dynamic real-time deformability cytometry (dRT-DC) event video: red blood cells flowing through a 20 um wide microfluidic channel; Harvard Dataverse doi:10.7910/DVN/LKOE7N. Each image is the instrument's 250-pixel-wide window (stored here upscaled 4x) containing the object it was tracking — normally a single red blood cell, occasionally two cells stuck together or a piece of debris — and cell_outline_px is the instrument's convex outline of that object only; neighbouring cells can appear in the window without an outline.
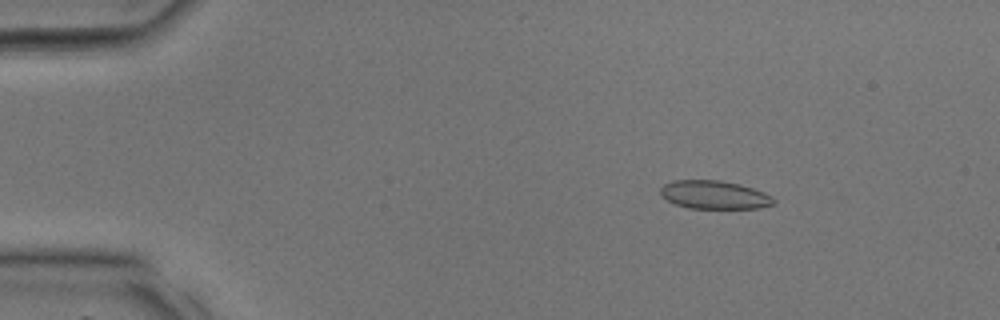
{"species": "common noctule bat (a hibernating species)", "species_latin": "Nyctalus noctula", "temperature_condition": "room temperature", "stored_images_in_passage": 33, "camera_frame_rate_fps": 3000, "um_per_image_px": 0.085, "animal": {"sex": "male", "body_mass_g": 17.9, "forearm_length_mm": 54.2}, "frame": {"image": 1, "passage_image": 2, "time_ms": 0.333, "image_size_px": [1000, 320], "cell_outline_px": [[776, 204], [760, 208], [688, 208], [676, 204], [660, 196], [660, 188], [664, 184], [672, 180], [720, 180], [740, 184], [764, 192], [772, 196], [776, 200]], "centroid_in_image_um": [60.73, 16.56], "position_along_channel_um": 24.3, "area_um2": 18.84}}
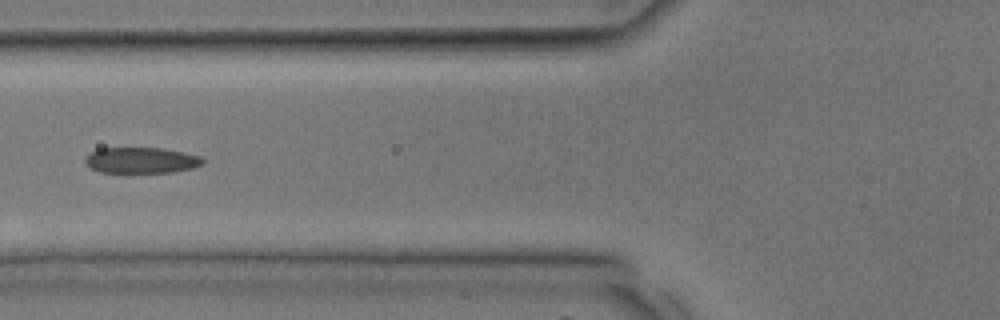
{"frame": {"image": 2, "passage_image": 11, "time_ms": 3.333, "image_size_px": [1000, 320], "cell_outline_px": [[204, 164], [192, 168], [172, 172], [100, 172], [92, 168], [84, 160], [84, 156], [96, 148], [160, 148], [184, 152], [200, 156], [204, 160]], "centroid_in_image_um": [12.0, 13.61], "position_along_channel_um": 113.8, "area_um2": 17.74}}
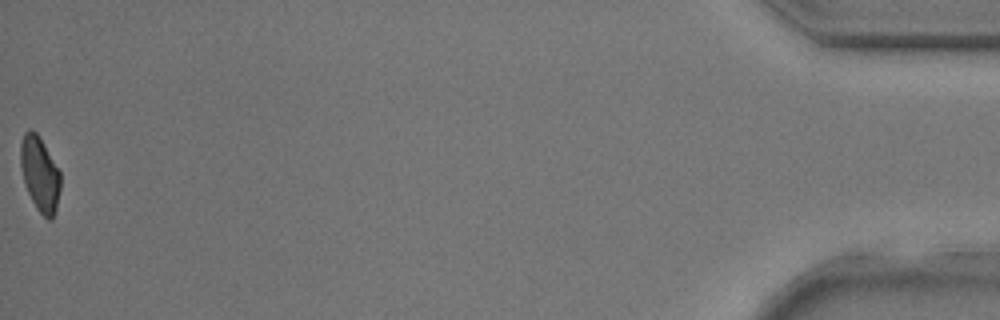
{"frame": {"image": 3, "passage_image": 33, "time_ms": 10.667, "image_size_px": [1000, 320], "cell_outline_px": [[60, 188], [56, 208], [52, 220], [48, 220], [36, 208], [24, 184], [20, 164], [20, 144], [24, 132], [28, 128], [32, 128], [40, 136], [60, 172]], "centroid_in_image_um": [3.37, 14.75], "position_along_channel_um": 431.8, "area_um2": 17.51}}